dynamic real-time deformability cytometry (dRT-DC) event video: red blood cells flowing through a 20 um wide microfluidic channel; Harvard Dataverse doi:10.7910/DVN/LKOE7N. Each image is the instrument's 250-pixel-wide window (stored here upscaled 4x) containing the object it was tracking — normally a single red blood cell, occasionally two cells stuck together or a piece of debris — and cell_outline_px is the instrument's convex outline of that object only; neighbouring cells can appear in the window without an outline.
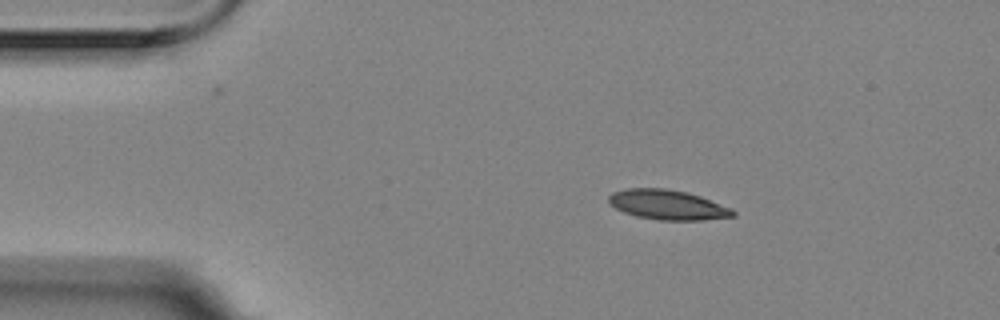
{"species": "Egyptian fruit bat (a non-hibernating species)", "species_latin": "Rousettus aegyptiacus", "temperature_condition": "room temperature", "stored_images_in_passage": 4, "camera_frame_rate_fps": 3000, "um_per_image_px": 0.085, "animal": {"sex": "female"}, "frame": {"image": 1, "passage_image": 2, "time_ms": 0.333, "image_size_px": [1000, 320], "cell_outline_px": [[736, 216], [704, 220], [660, 220], [636, 216], [624, 212], [608, 204], [608, 196], [612, 192], [628, 188], [664, 188], [688, 192], [700, 196], [732, 208], [736, 212]], "centroid_in_image_um": [56.75, 17.4], "position_along_channel_um": 28.2, "area_um2": 21.73}}